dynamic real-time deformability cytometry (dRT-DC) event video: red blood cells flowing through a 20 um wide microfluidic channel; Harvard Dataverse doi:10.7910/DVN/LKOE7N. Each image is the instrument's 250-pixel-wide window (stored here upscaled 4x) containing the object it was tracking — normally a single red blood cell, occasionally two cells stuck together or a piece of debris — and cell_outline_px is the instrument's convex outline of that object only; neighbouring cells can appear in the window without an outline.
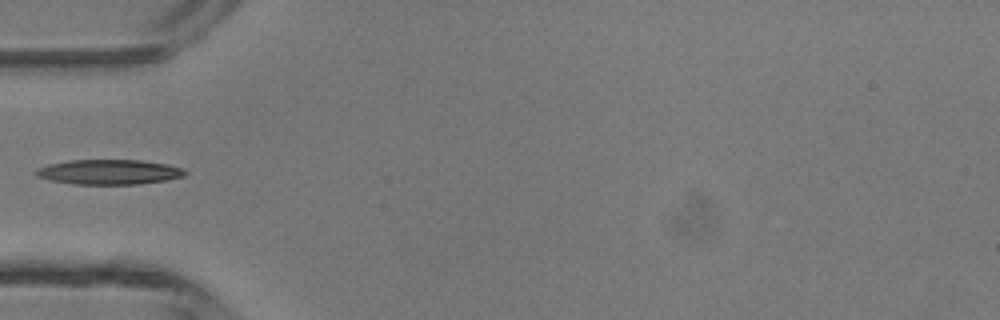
{"species": "common noctule bat (a hibernating species)", "species_latin": "Nyctalus noctula", "temperature_condition": "room temperature", "stored_images_in_passage": 4, "camera_frame_rate_fps": 3000, "um_per_image_px": 0.085, "animal": {"sex": "male", "body_mass_g": 13.3}, "frame": {"image": 1, "passage_image": 4, "time_ms": 1.0, "image_size_px": [1000, 320], "cell_outline_px": [[188, 172], [184, 176], [164, 180], [140, 184], [72, 184], [52, 180], [36, 176], [32, 172], [36, 168], [48, 164], [68, 160], [140, 160], [168, 164], [184, 168]], "centroid_in_image_um": [9.25, 14.61], "position_along_channel_um": 75.7, "area_um2": 21.79}}